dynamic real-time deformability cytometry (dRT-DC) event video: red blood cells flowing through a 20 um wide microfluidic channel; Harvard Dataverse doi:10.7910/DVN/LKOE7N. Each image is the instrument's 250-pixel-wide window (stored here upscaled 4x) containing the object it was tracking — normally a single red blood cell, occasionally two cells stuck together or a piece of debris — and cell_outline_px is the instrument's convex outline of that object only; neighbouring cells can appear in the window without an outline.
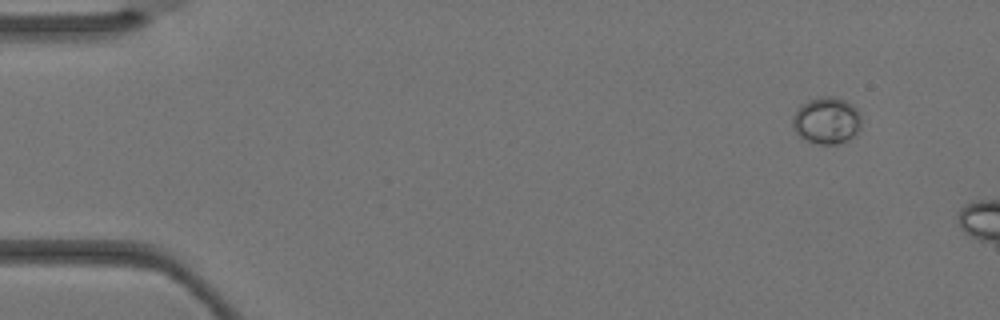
{"species": "Egyptian fruit bat (a non-hibernating species)", "species_latin": "Rousettus aegyptiacus", "temperature_condition": "warm", "stored_images_in_passage": 4, "camera_frame_rate_fps": 3000, "um_per_image_px": 0.085, "animal": {"sex": "female"}, "frame": {"image": 1, "passage_image": 1, "time_ms": 0.0, "image_size_px": [1000, 320], "cell_outline_px": [[860, 128], [856, 136], [848, 140], [836, 144], [820, 144], [808, 140], [800, 136], [792, 128], [792, 116], [800, 104], [816, 96], [836, 96], [852, 104], [856, 108], [860, 116]], "centroid_in_image_um": [70.25, 10.22], "position_along_channel_um": 14.7, "area_um2": 19.02}}